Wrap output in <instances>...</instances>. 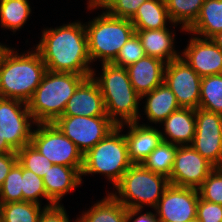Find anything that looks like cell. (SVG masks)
Masks as SVG:
<instances>
[{
	"mask_svg": "<svg viewBox=\"0 0 222 222\" xmlns=\"http://www.w3.org/2000/svg\"><path fill=\"white\" fill-rule=\"evenodd\" d=\"M42 208L43 211L38 218V222H70L63 205L44 206Z\"/></svg>",
	"mask_w": 222,
	"mask_h": 222,
	"instance_id": "74e56055",
	"label": "cell"
},
{
	"mask_svg": "<svg viewBox=\"0 0 222 222\" xmlns=\"http://www.w3.org/2000/svg\"><path fill=\"white\" fill-rule=\"evenodd\" d=\"M177 148V145L162 141L143 161L142 165L154 173L169 178Z\"/></svg>",
	"mask_w": 222,
	"mask_h": 222,
	"instance_id": "83f0119b",
	"label": "cell"
},
{
	"mask_svg": "<svg viewBox=\"0 0 222 222\" xmlns=\"http://www.w3.org/2000/svg\"><path fill=\"white\" fill-rule=\"evenodd\" d=\"M31 8L28 0H1L0 22L1 27L14 32L19 30L29 18Z\"/></svg>",
	"mask_w": 222,
	"mask_h": 222,
	"instance_id": "4316f807",
	"label": "cell"
},
{
	"mask_svg": "<svg viewBox=\"0 0 222 222\" xmlns=\"http://www.w3.org/2000/svg\"><path fill=\"white\" fill-rule=\"evenodd\" d=\"M197 190L201 199L222 205V167H215Z\"/></svg>",
	"mask_w": 222,
	"mask_h": 222,
	"instance_id": "836d02e7",
	"label": "cell"
},
{
	"mask_svg": "<svg viewBox=\"0 0 222 222\" xmlns=\"http://www.w3.org/2000/svg\"><path fill=\"white\" fill-rule=\"evenodd\" d=\"M88 77L68 72L46 70L41 83L27 103L36 123H53L63 115L69 98Z\"/></svg>",
	"mask_w": 222,
	"mask_h": 222,
	"instance_id": "277c9868",
	"label": "cell"
},
{
	"mask_svg": "<svg viewBox=\"0 0 222 222\" xmlns=\"http://www.w3.org/2000/svg\"><path fill=\"white\" fill-rule=\"evenodd\" d=\"M31 144L52 164L83 167V154L53 123H35Z\"/></svg>",
	"mask_w": 222,
	"mask_h": 222,
	"instance_id": "ba28073f",
	"label": "cell"
},
{
	"mask_svg": "<svg viewBox=\"0 0 222 222\" xmlns=\"http://www.w3.org/2000/svg\"><path fill=\"white\" fill-rule=\"evenodd\" d=\"M41 209V205L27 201L0 204V219L3 222H38Z\"/></svg>",
	"mask_w": 222,
	"mask_h": 222,
	"instance_id": "f546056e",
	"label": "cell"
},
{
	"mask_svg": "<svg viewBox=\"0 0 222 222\" xmlns=\"http://www.w3.org/2000/svg\"><path fill=\"white\" fill-rule=\"evenodd\" d=\"M82 167H68L65 165H52L49 171L43 177L44 188L47 197L55 204L66 193L76 189L81 183Z\"/></svg>",
	"mask_w": 222,
	"mask_h": 222,
	"instance_id": "d6986e66",
	"label": "cell"
},
{
	"mask_svg": "<svg viewBox=\"0 0 222 222\" xmlns=\"http://www.w3.org/2000/svg\"><path fill=\"white\" fill-rule=\"evenodd\" d=\"M36 46L46 69L91 76L85 24L73 22L45 29Z\"/></svg>",
	"mask_w": 222,
	"mask_h": 222,
	"instance_id": "6da1fadb",
	"label": "cell"
},
{
	"mask_svg": "<svg viewBox=\"0 0 222 222\" xmlns=\"http://www.w3.org/2000/svg\"><path fill=\"white\" fill-rule=\"evenodd\" d=\"M195 119L191 146L214 167H222V115L198 108Z\"/></svg>",
	"mask_w": 222,
	"mask_h": 222,
	"instance_id": "8fae6325",
	"label": "cell"
},
{
	"mask_svg": "<svg viewBox=\"0 0 222 222\" xmlns=\"http://www.w3.org/2000/svg\"><path fill=\"white\" fill-rule=\"evenodd\" d=\"M170 21L165 0H147L141 4L130 19L135 30H153L167 28Z\"/></svg>",
	"mask_w": 222,
	"mask_h": 222,
	"instance_id": "cb8c5ba5",
	"label": "cell"
},
{
	"mask_svg": "<svg viewBox=\"0 0 222 222\" xmlns=\"http://www.w3.org/2000/svg\"><path fill=\"white\" fill-rule=\"evenodd\" d=\"M88 54L91 62L101 59L111 63L120 49L135 33V28L126 18L111 16L106 11L85 25Z\"/></svg>",
	"mask_w": 222,
	"mask_h": 222,
	"instance_id": "8992f818",
	"label": "cell"
},
{
	"mask_svg": "<svg viewBox=\"0 0 222 222\" xmlns=\"http://www.w3.org/2000/svg\"><path fill=\"white\" fill-rule=\"evenodd\" d=\"M199 108L222 115V74L201 78Z\"/></svg>",
	"mask_w": 222,
	"mask_h": 222,
	"instance_id": "f1b7e54d",
	"label": "cell"
},
{
	"mask_svg": "<svg viewBox=\"0 0 222 222\" xmlns=\"http://www.w3.org/2000/svg\"><path fill=\"white\" fill-rule=\"evenodd\" d=\"M16 152L7 142L5 139H2L0 135V153H11Z\"/></svg>",
	"mask_w": 222,
	"mask_h": 222,
	"instance_id": "b9f144b4",
	"label": "cell"
},
{
	"mask_svg": "<svg viewBox=\"0 0 222 222\" xmlns=\"http://www.w3.org/2000/svg\"><path fill=\"white\" fill-rule=\"evenodd\" d=\"M219 48L222 49V31L216 33L214 36L210 38Z\"/></svg>",
	"mask_w": 222,
	"mask_h": 222,
	"instance_id": "7bdbcfd3",
	"label": "cell"
},
{
	"mask_svg": "<svg viewBox=\"0 0 222 222\" xmlns=\"http://www.w3.org/2000/svg\"><path fill=\"white\" fill-rule=\"evenodd\" d=\"M110 0H88V8L89 10L91 9H96V8H103Z\"/></svg>",
	"mask_w": 222,
	"mask_h": 222,
	"instance_id": "60d3db41",
	"label": "cell"
},
{
	"mask_svg": "<svg viewBox=\"0 0 222 222\" xmlns=\"http://www.w3.org/2000/svg\"><path fill=\"white\" fill-rule=\"evenodd\" d=\"M141 210L142 209L127 208V222H131L134 217L141 213ZM132 222H160V220L158 219L157 214H154L150 211L146 212L145 214H141Z\"/></svg>",
	"mask_w": 222,
	"mask_h": 222,
	"instance_id": "ab89813d",
	"label": "cell"
},
{
	"mask_svg": "<svg viewBox=\"0 0 222 222\" xmlns=\"http://www.w3.org/2000/svg\"><path fill=\"white\" fill-rule=\"evenodd\" d=\"M53 124L83 155L117 127L108 116H60Z\"/></svg>",
	"mask_w": 222,
	"mask_h": 222,
	"instance_id": "9c48e42d",
	"label": "cell"
},
{
	"mask_svg": "<svg viewBox=\"0 0 222 222\" xmlns=\"http://www.w3.org/2000/svg\"><path fill=\"white\" fill-rule=\"evenodd\" d=\"M147 0H110L103 9L111 16L131 19Z\"/></svg>",
	"mask_w": 222,
	"mask_h": 222,
	"instance_id": "d590c367",
	"label": "cell"
},
{
	"mask_svg": "<svg viewBox=\"0 0 222 222\" xmlns=\"http://www.w3.org/2000/svg\"><path fill=\"white\" fill-rule=\"evenodd\" d=\"M171 23H182V31H186L197 19L205 0H165Z\"/></svg>",
	"mask_w": 222,
	"mask_h": 222,
	"instance_id": "484cf974",
	"label": "cell"
},
{
	"mask_svg": "<svg viewBox=\"0 0 222 222\" xmlns=\"http://www.w3.org/2000/svg\"><path fill=\"white\" fill-rule=\"evenodd\" d=\"M174 93L180 108L198 109L201 77L181 57L165 65L164 81Z\"/></svg>",
	"mask_w": 222,
	"mask_h": 222,
	"instance_id": "7c38bea8",
	"label": "cell"
},
{
	"mask_svg": "<svg viewBox=\"0 0 222 222\" xmlns=\"http://www.w3.org/2000/svg\"><path fill=\"white\" fill-rule=\"evenodd\" d=\"M221 31L222 0H205L196 21L186 30L204 39H210Z\"/></svg>",
	"mask_w": 222,
	"mask_h": 222,
	"instance_id": "603a6c76",
	"label": "cell"
},
{
	"mask_svg": "<svg viewBox=\"0 0 222 222\" xmlns=\"http://www.w3.org/2000/svg\"><path fill=\"white\" fill-rule=\"evenodd\" d=\"M127 208L111 194L82 213L77 222H127Z\"/></svg>",
	"mask_w": 222,
	"mask_h": 222,
	"instance_id": "d4e9b609",
	"label": "cell"
},
{
	"mask_svg": "<svg viewBox=\"0 0 222 222\" xmlns=\"http://www.w3.org/2000/svg\"><path fill=\"white\" fill-rule=\"evenodd\" d=\"M215 167L191 145L178 146L169 183L198 189Z\"/></svg>",
	"mask_w": 222,
	"mask_h": 222,
	"instance_id": "4fadbf2b",
	"label": "cell"
},
{
	"mask_svg": "<svg viewBox=\"0 0 222 222\" xmlns=\"http://www.w3.org/2000/svg\"><path fill=\"white\" fill-rule=\"evenodd\" d=\"M19 164L37 176L43 178L53 165L37 148L31 143L17 151Z\"/></svg>",
	"mask_w": 222,
	"mask_h": 222,
	"instance_id": "4dcf8cb0",
	"label": "cell"
},
{
	"mask_svg": "<svg viewBox=\"0 0 222 222\" xmlns=\"http://www.w3.org/2000/svg\"><path fill=\"white\" fill-rule=\"evenodd\" d=\"M17 162V152L0 153V188L3 185L6 176Z\"/></svg>",
	"mask_w": 222,
	"mask_h": 222,
	"instance_id": "f35d334b",
	"label": "cell"
},
{
	"mask_svg": "<svg viewBox=\"0 0 222 222\" xmlns=\"http://www.w3.org/2000/svg\"><path fill=\"white\" fill-rule=\"evenodd\" d=\"M170 185L166 176L154 173L142 164H132L115 185L117 193H110L126 208H155L165 189Z\"/></svg>",
	"mask_w": 222,
	"mask_h": 222,
	"instance_id": "52a82bcc",
	"label": "cell"
},
{
	"mask_svg": "<svg viewBox=\"0 0 222 222\" xmlns=\"http://www.w3.org/2000/svg\"><path fill=\"white\" fill-rule=\"evenodd\" d=\"M0 43V97L28 103L46 72L35 49L19 55Z\"/></svg>",
	"mask_w": 222,
	"mask_h": 222,
	"instance_id": "7a4b0ae2",
	"label": "cell"
},
{
	"mask_svg": "<svg viewBox=\"0 0 222 222\" xmlns=\"http://www.w3.org/2000/svg\"><path fill=\"white\" fill-rule=\"evenodd\" d=\"M180 57L202 78L222 74V49L211 39L192 37Z\"/></svg>",
	"mask_w": 222,
	"mask_h": 222,
	"instance_id": "9a60e30c",
	"label": "cell"
},
{
	"mask_svg": "<svg viewBox=\"0 0 222 222\" xmlns=\"http://www.w3.org/2000/svg\"><path fill=\"white\" fill-rule=\"evenodd\" d=\"M22 193L23 201L40 204L39 198L45 197L49 201L46 207L55 205L46 195L43 178L37 176L32 171L22 167ZM39 197V198H38Z\"/></svg>",
	"mask_w": 222,
	"mask_h": 222,
	"instance_id": "d6a6232c",
	"label": "cell"
},
{
	"mask_svg": "<svg viewBox=\"0 0 222 222\" xmlns=\"http://www.w3.org/2000/svg\"><path fill=\"white\" fill-rule=\"evenodd\" d=\"M196 218L201 222H222V205L205 201L199 197Z\"/></svg>",
	"mask_w": 222,
	"mask_h": 222,
	"instance_id": "8d00e7d4",
	"label": "cell"
},
{
	"mask_svg": "<svg viewBox=\"0 0 222 222\" xmlns=\"http://www.w3.org/2000/svg\"><path fill=\"white\" fill-rule=\"evenodd\" d=\"M146 97L145 115L149 122L162 123L172 112L180 109L176 96L171 89L163 82L141 97Z\"/></svg>",
	"mask_w": 222,
	"mask_h": 222,
	"instance_id": "7402d4cb",
	"label": "cell"
},
{
	"mask_svg": "<svg viewBox=\"0 0 222 222\" xmlns=\"http://www.w3.org/2000/svg\"><path fill=\"white\" fill-rule=\"evenodd\" d=\"M123 124L117 126L105 138L83 155L82 175L105 174L115 186L132 163L128 157V145L122 132Z\"/></svg>",
	"mask_w": 222,
	"mask_h": 222,
	"instance_id": "5b68a950",
	"label": "cell"
},
{
	"mask_svg": "<svg viewBox=\"0 0 222 222\" xmlns=\"http://www.w3.org/2000/svg\"><path fill=\"white\" fill-rule=\"evenodd\" d=\"M165 65L160 59L145 56L126 67L130 82L140 97L163 83Z\"/></svg>",
	"mask_w": 222,
	"mask_h": 222,
	"instance_id": "ac0fdd59",
	"label": "cell"
},
{
	"mask_svg": "<svg viewBox=\"0 0 222 222\" xmlns=\"http://www.w3.org/2000/svg\"><path fill=\"white\" fill-rule=\"evenodd\" d=\"M189 222H201L199 219H194V220H191V221H189Z\"/></svg>",
	"mask_w": 222,
	"mask_h": 222,
	"instance_id": "ee69618b",
	"label": "cell"
},
{
	"mask_svg": "<svg viewBox=\"0 0 222 222\" xmlns=\"http://www.w3.org/2000/svg\"><path fill=\"white\" fill-rule=\"evenodd\" d=\"M145 56L146 53L142 47L141 41L138 35L134 33L120 49L116 58L111 63L126 68Z\"/></svg>",
	"mask_w": 222,
	"mask_h": 222,
	"instance_id": "e575fe53",
	"label": "cell"
},
{
	"mask_svg": "<svg viewBox=\"0 0 222 222\" xmlns=\"http://www.w3.org/2000/svg\"><path fill=\"white\" fill-rule=\"evenodd\" d=\"M197 189L169 185L154 208L160 222H189L196 219Z\"/></svg>",
	"mask_w": 222,
	"mask_h": 222,
	"instance_id": "5bb4252c",
	"label": "cell"
},
{
	"mask_svg": "<svg viewBox=\"0 0 222 222\" xmlns=\"http://www.w3.org/2000/svg\"><path fill=\"white\" fill-rule=\"evenodd\" d=\"M62 116H108L100 88L92 77L86 78L77 87Z\"/></svg>",
	"mask_w": 222,
	"mask_h": 222,
	"instance_id": "2e32d148",
	"label": "cell"
},
{
	"mask_svg": "<svg viewBox=\"0 0 222 222\" xmlns=\"http://www.w3.org/2000/svg\"><path fill=\"white\" fill-rule=\"evenodd\" d=\"M102 71L100 77H95L94 70L91 77L100 88L108 117L117 126L137 122L141 117L138 111L141 97L134 90L127 69L113 63H102Z\"/></svg>",
	"mask_w": 222,
	"mask_h": 222,
	"instance_id": "3957f363",
	"label": "cell"
},
{
	"mask_svg": "<svg viewBox=\"0 0 222 222\" xmlns=\"http://www.w3.org/2000/svg\"><path fill=\"white\" fill-rule=\"evenodd\" d=\"M162 123L165 126V133L161 132L163 141L177 146L191 145L196 128L195 109L180 108L172 112Z\"/></svg>",
	"mask_w": 222,
	"mask_h": 222,
	"instance_id": "ffe728a7",
	"label": "cell"
},
{
	"mask_svg": "<svg viewBox=\"0 0 222 222\" xmlns=\"http://www.w3.org/2000/svg\"><path fill=\"white\" fill-rule=\"evenodd\" d=\"M137 122L126 123L129 131L124 134L128 145V157L132 164H142L163 141L161 131Z\"/></svg>",
	"mask_w": 222,
	"mask_h": 222,
	"instance_id": "e0dca14e",
	"label": "cell"
},
{
	"mask_svg": "<svg viewBox=\"0 0 222 222\" xmlns=\"http://www.w3.org/2000/svg\"><path fill=\"white\" fill-rule=\"evenodd\" d=\"M146 56L164 61L166 64L180 57L174 50L175 34L167 28L153 30H135Z\"/></svg>",
	"mask_w": 222,
	"mask_h": 222,
	"instance_id": "44dd1931",
	"label": "cell"
},
{
	"mask_svg": "<svg viewBox=\"0 0 222 222\" xmlns=\"http://www.w3.org/2000/svg\"><path fill=\"white\" fill-rule=\"evenodd\" d=\"M23 201L22 166L17 162L0 188V204Z\"/></svg>",
	"mask_w": 222,
	"mask_h": 222,
	"instance_id": "1f68e13d",
	"label": "cell"
},
{
	"mask_svg": "<svg viewBox=\"0 0 222 222\" xmlns=\"http://www.w3.org/2000/svg\"><path fill=\"white\" fill-rule=\"evenodd\" d=\"M31 123L36 122L27 103L0 97V135L16 152L31 143Z\"/></svg>",
	"mask_w": 222,
	"mask_h": 222,
	"instance_id": "30bf717a",
	"label": "cell"
}]
</instances>
